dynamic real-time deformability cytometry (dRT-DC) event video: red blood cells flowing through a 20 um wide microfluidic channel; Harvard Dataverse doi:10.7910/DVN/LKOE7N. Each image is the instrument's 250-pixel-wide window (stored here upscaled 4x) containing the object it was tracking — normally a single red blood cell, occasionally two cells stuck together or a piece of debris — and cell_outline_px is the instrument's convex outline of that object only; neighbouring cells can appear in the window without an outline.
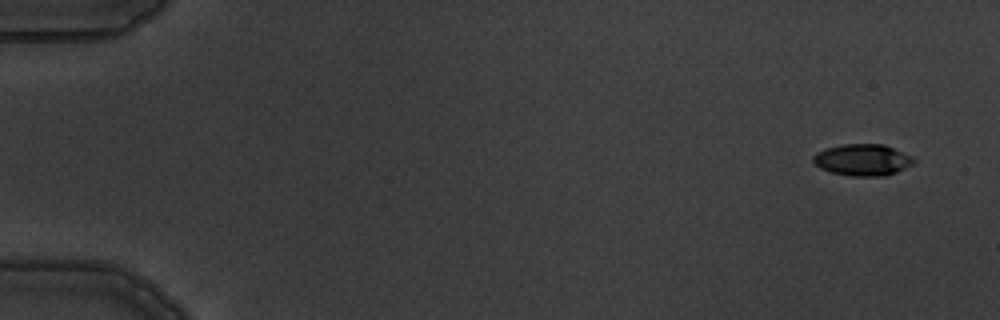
{"species": "common noctule bat (a hibernating species)", "species_latin": "Nyctalus noctula", "temperature_condition": "warm", "stored_images_in_passage": 6, "camera_frame_rate_fps": 3000, "um_per_image_px": 0.085, "animal": {"sex": "male", "body_mass_g": 19.5, "forearm_length_mm": 54.6}, "frame": {"image": 1, "passage_image": 1, "time_ms": 0.0, "image_size_px": [1000, 320], "cell_outline_px": [[916, 160], [912, 164], [896, 172], [884, 176], [848, 176], [832, 172], [820, 168], [812, 160], [812, 156], [816, 152], [824, 148], [844, 144], [884, 144], [912, 156]], "centroid_in_image_um": [73.3, 13.58], "position_along_channel_um": 11.7, "area_um2": 18.55}}
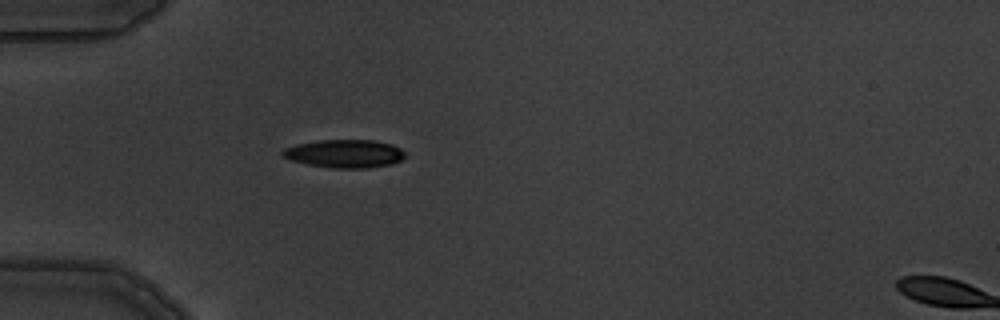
{"frame": {"image": 2, "passage_image": 5, "time_ms": 4.667, "image_size_px": [1000, 320], "cell_outline_px": [[404, 156], [400, 160], [392, 164], [368, 168], [332, 168], [308, 164], [288, 160], [280, 156], [280, 152], [284, 148], [296, 144], [316, 140], [376, 140], [392, 144], [400, 148], [404, 152]], "centroid_in_image_um": [29.24, 13.05], "position_along_channel_um": 55.8, "area_um2": 20.35}}